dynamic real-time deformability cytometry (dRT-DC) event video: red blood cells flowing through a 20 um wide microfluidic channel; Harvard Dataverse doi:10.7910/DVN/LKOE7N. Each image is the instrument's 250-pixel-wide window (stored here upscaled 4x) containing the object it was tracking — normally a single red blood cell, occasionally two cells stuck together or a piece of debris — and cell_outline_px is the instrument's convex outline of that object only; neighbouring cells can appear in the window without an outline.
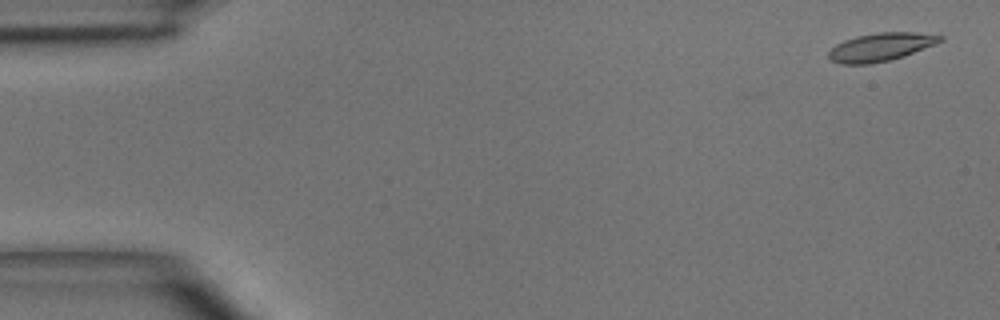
{"species": "common noctule bat (a hibernating species)", "species_latin": "Nyctalus noctula", "temperature_condition": "room temperature", "stored_images_in_passage": 6, "camera_frame_rate_fps": 3000, "um_per_image_px": 0.085, "animal": {"sex": "male", "body_mass_g": 15.6}, "frame": {"image": 1, "passage_image": 1, "time_ms": 0.0, "image_size_px": [1000, 320], "cell_outline_px": [[944, 40], [936, 44], [904, 56], [872, 64], [840, 64], [832, 60], [828, 56], [828, 52], [836, 44], [844, 40], [856, 36], [876, 32], [912, 32], [944, 36]], "centroid_in_image_um": [74.86, 3.99], "position_along_channel_um": 10.1, "area_um2": 18.32}}
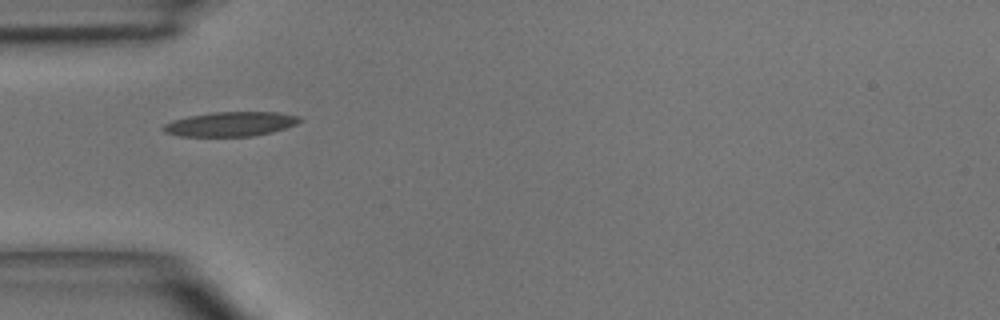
{"frame": {"image": 2, "passage_image": 4, "time_ms": 4.333, "image_size_px": [1000, 320], "cell_outline_px": [[304, 120], [296, 124], [272, 132], [252, 136], [180, 136], [164, 132], [160, 128], [164, 124], [172, 120], [188, 116], [212, 112], [276, 112], [300, 116]], "centroid_in_image_um": [19.58, 10.54], "position_along_channel_um": 65.4, "area_um2": 19.54}}
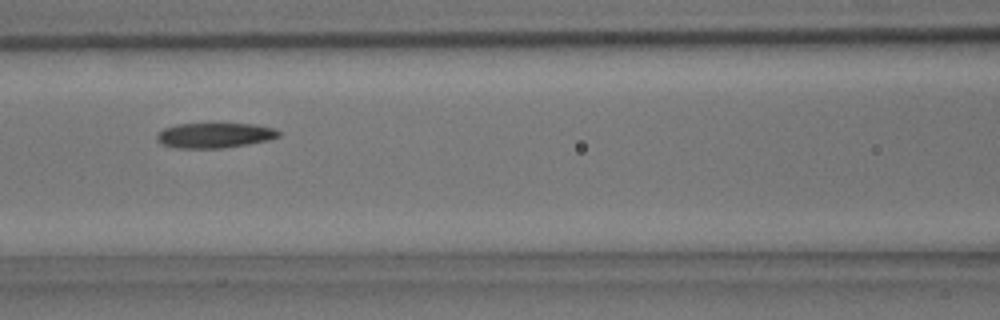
{"frame": {"image": 3, "passage_image": 6, "time_ms": 6.333, "image_size_px": [1000, 320], "cell_outline_px": [[280, 136], [268, 140], [248, 144], [220, 148], [176, 148], [160, 144], [156, 140], [156, 136], [164, 128], [176, 124], [256, 124], [276, 128], [280, 132]], "centroid_in_image_um": [18.25, 11.5], "position_along_channel_um": 148.4, "area_um2": 17.86}}